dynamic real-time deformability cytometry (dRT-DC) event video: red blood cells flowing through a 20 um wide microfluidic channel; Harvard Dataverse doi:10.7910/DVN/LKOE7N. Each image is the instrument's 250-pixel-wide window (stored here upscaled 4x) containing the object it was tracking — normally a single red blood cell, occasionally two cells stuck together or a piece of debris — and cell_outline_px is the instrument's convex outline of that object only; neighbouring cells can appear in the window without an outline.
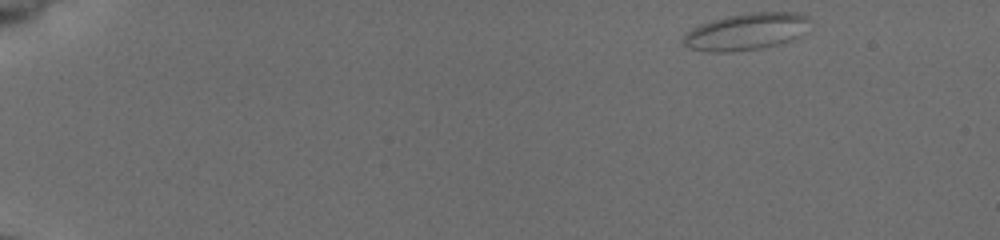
{"species": "common noctule bat (a hibernating species)", "species_latin": "Nyctalus noctula", "temperature_condition": "cold", "stored_images_in_passage": 50, "camera_frame_rate_fps": 3000, "um_per_image_px": 0.085, "animal": {"sex": "female", "body_mass_g": 19.5, "forearm_length_mm": 54.1}, "frame": {"image": 1, "passage_image": 1, "time_ms": 0.0, "image_size_px": [1000, 240], "cell_outline_px": [[804, 20], [796, 36], [760, 48], [728, 52], [708, 52], [688, 48], [684, 44], [684, 36], [692, 28], [700, 24], [712, 20], [728, 16], [752, 12], [796, 12], [804, 16]], "centroid_in_image_um": [63.23, 2.69], "position_along_channel_um": 21.8, "area_um2": 25.78}}
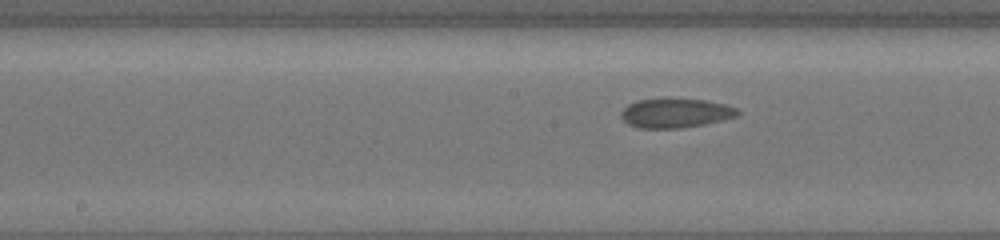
{"frame": {"image": 2, "passage_image": 25, "time_ms": 8.0, "image_size_px": [1000, 240], "cell_outline_px": [[740, 112], [736, 116], [724, 120], [704, 124], [680, 128], [640, 128], [628, 124], [620, 116], [620, 112], [628, 104], [640, 100], [664, 96], [668, 96], [704, 100], [724, 104], [736, 108]], "centroid_in_image_um": [57.39, 9.57], "position_along_channel_um": 190.8, "area_um2": 20.4}}
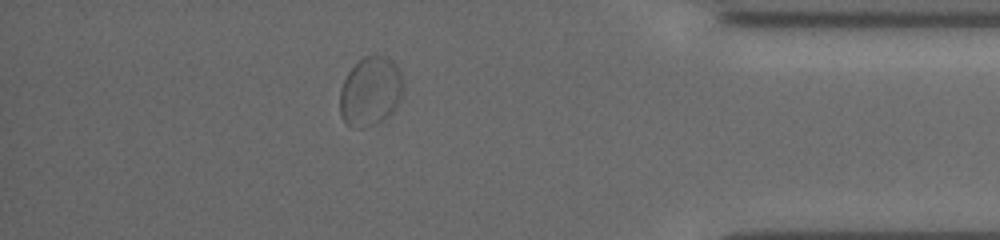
{"frame": {"image": 3, "passage_image": 44, "time_ms": 14.333, "image_size_px": [1000, 240], "cell_outline_px": [[400, 96], [396, 104], [380, 120], [372, 124], [360, 128], [352, 128], [344, 120], [340, 112], [340, 88], [348, 72], [364, 56], [384, 56], [392, 60], [396, 64], [400, 72]], "centroid_in_image_um": [31.42, 7.74], "position_along_channel_um": 403.8, "area_um2": 24.51}}